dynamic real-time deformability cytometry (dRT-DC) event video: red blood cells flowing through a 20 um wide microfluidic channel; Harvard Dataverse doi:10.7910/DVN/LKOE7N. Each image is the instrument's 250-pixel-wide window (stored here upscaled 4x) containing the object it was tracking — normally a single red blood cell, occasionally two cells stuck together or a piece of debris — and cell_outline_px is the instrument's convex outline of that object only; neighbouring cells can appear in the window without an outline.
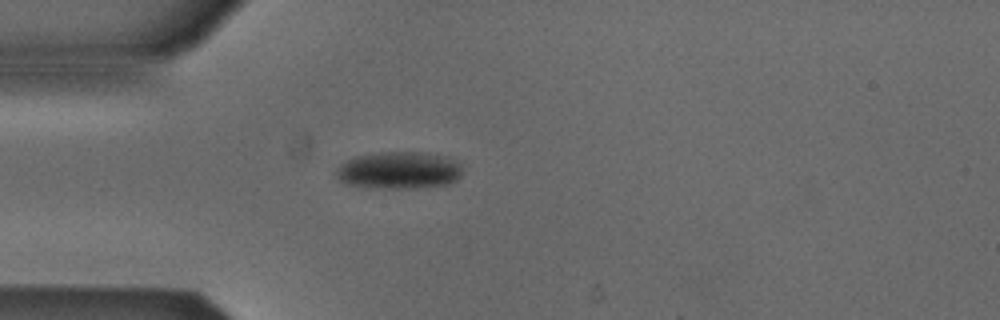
{"species": "Egyptian fruit bat (a non-hibernating species)", "species_latin": "Rousettus aegyptiacus", "temperature_condition": "cold", "stored_images_in_passage": 9, "camera_frame_rate_fps": 3000, "um_per_image_px": 0.085, "animal": {"sex": "male"}, "frame": {"image": 1, "passage_image": 1, "time_ms": 0.0, "image_size_px": [1000, 320], "cell_outline_px": [[460, 176], [456, 180], [448, 184], [412, 188], [388, 188], [348, 184], [340, 180], [336, 176], [336, 168], [340, 164], [356, 156], [380, 152], [428, 152], [448, 156], [456, 160], [460, 164]], "centroid_in_image_um": [33.94, 14.45], "position_along_channel_um": 51.1, "area_um2": 27.28}}
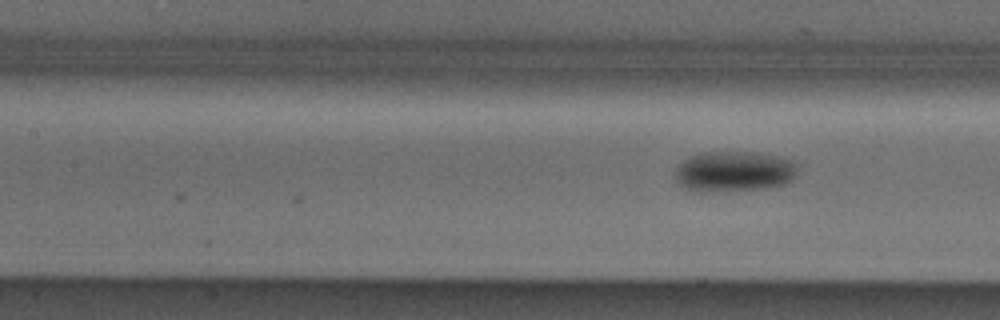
{"frame": {"image": 2, "passage_image": 9, "time_ms": 2.667, "image_size_px": [1000, 320], "cell_outline_px": [[796, 168], [792, 180], [784, 184], [764, 188], [720, 192], [692, 192], [684, 188], [676, 180], [676, 168], [688, 156], [700, 152], [752, 152], [776, 156], [788, 160], [796, 164]], "centroid_in_image_um": [62.32, 14.59], "position_along_channel_um": 145.1, "area_um2": 29.02}}